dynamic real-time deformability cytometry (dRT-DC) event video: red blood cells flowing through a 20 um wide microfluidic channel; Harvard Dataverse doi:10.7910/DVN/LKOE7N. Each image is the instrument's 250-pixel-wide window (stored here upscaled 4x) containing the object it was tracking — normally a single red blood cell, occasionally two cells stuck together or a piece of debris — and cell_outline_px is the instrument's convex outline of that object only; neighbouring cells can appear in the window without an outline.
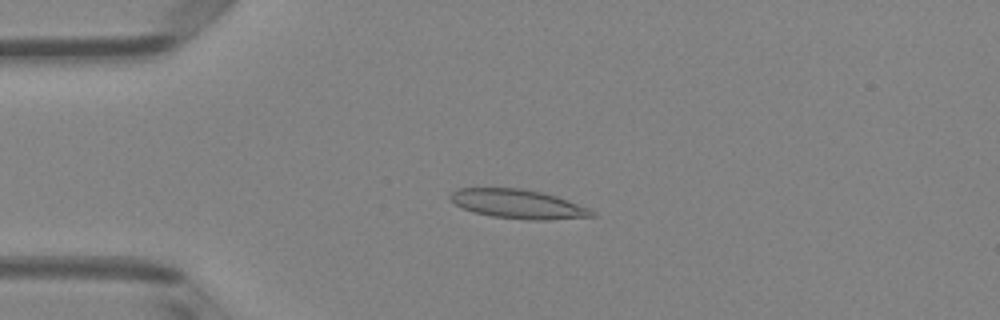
{"species": "Egyptian fruit bat (a non-hibernating species)", "species_latin": "Rousettus aegyptiacus", "temperature_condition": "room temperature", "stored_images_in_passage": 49, "camera_frame_rate_fps": 3000, "um_per_image_px": 0.085, "animal": {"sex": "female"}, "frame": {"image": 1, "passage_image": 12, "time_ms": 3.667, "image_size_px": [1000, 320], "cell_outline_px": [[596, 216], [544, 220], [528, 220], [492, 216], [472, 212], [456, 204], [448, 196], [456, 188], [520, 188], [544, 192], [592, 208], [596, 212]], "centroid_in_image_um": [44.08, 17.34], "position_along_channel_um": 40.9, "area_um2": 24.16}}
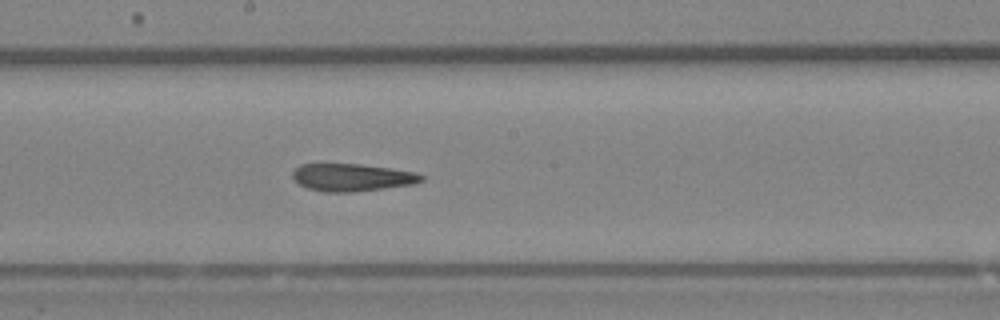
{"frame": {"image": 2, "passage_image": 27, "time_ms": 8.667, "image_size_px": [1000, 320], "cell_outline_px": [[424, 180], [412, 184], [384, 188], [352, 192], [324, 192], [308, 188], [300, 184], [292, 176], [292, 172], [300, 164], [360, 164], [392, 168], [412, 172], [424, 176]], "centroid_in_image_um": [29.91, 15.07], "position_along_channel_um": 218.3, "area_um2": 20.46}}
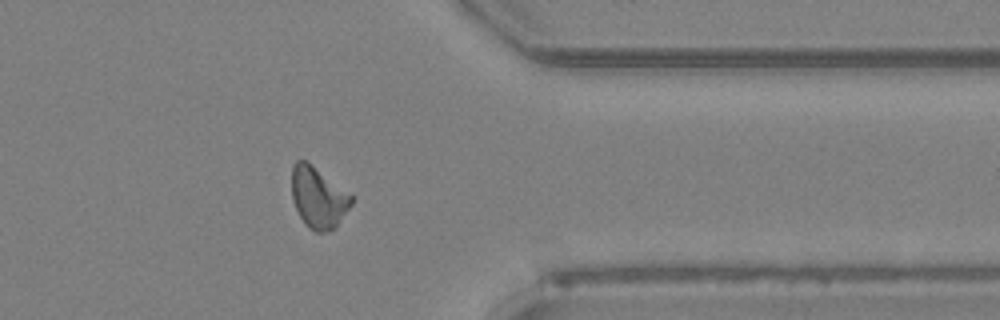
{"frame": {"image": 3, "passage_image": 40, "time_ms": 13.0, "image_size_px": [1000, 320], "cell_outline_px": [[352, 204], [336, 224], [328, 232], [316, 232], [308, 228], [304, 224], [292, 200], [292, 164], [296, 160], [304, 160], [352, 196]], "centroid_in_image_um": [27.0, 16.81], "position_along_channel_um": 384.4, "area_um2": 20.58}, "authors_computed_cell_mechanics": {"area_um2": 21.6172, "velocity_mm_per_s": 4.093, "shape_relaxation_time_tau1_ms": null, "shape_relaxation_time_tau2_ms": 4.2515, "deformation_change_tau1": null, "deformation_change_tau2": 0.1246}}